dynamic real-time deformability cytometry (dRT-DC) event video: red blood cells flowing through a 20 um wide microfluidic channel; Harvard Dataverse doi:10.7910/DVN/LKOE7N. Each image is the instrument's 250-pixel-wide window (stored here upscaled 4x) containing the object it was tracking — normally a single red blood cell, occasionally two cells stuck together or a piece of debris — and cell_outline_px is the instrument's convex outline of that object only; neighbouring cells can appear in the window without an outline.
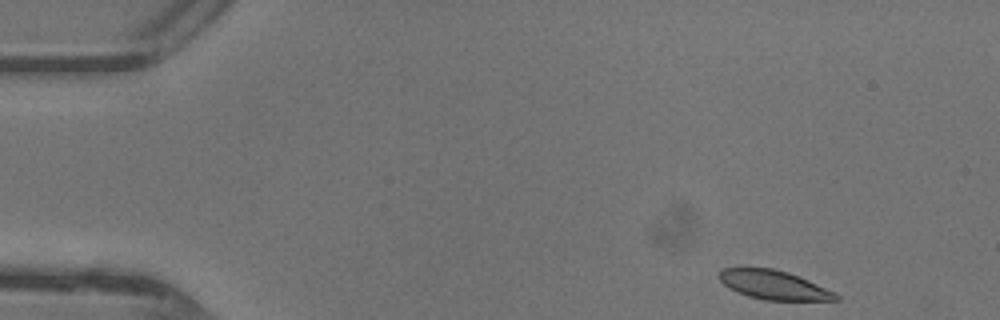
{"species": "common noctule bat (a hibernating species)", "species_latin": "Nyctalus noctula", "temperature_condition": "warm", "stored_images_in_passage": 43, "camera_frame_rate_fps": 3000, "um_per_image_px": 0.085, "animal": {"sex": "female"}, "frame": {"image": 1, "passage_image": 1, "time_ms": 0.0, "image_size_px": [1000, 320], "cell_outline_px": [[840, 300], [764, 300], [748, 296], [728, 288], [720, 280], [720, 272], [724, 268], [772, 268], [788, 272], [808, 280], [836, 292], [840, 296]], "centroid_in_image_um": [65.81, 24.23], "position_along_channel_um": 19.2, "area_um2": 19.59}}
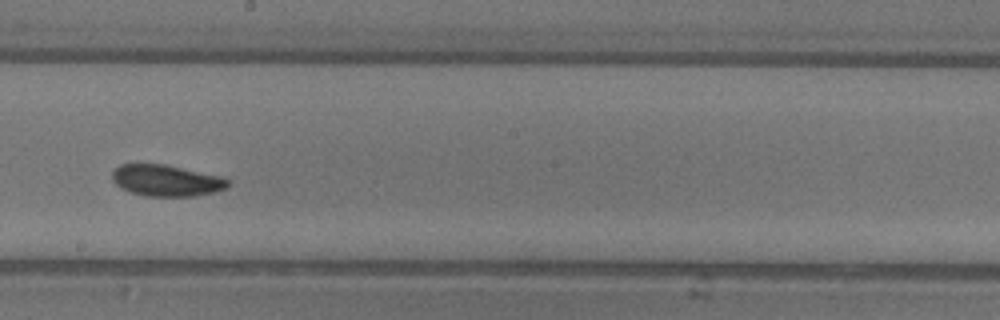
{"frame": {"image": 2, "passage_image": 23, "time_ms": 7.333, "image_size_px": [1000, 320], "cell_outline_px": [[232, 180], [228, 188], [216, 192], [196, 196], [148, 196], [132, 192], [120, 188], [112, 180], [112, 172], [120, 164], [164, 164], [220, 176]], "centroid_in_image_um": [14.18, 15.35], "position_along_channel_um": 234.0, "area_um2": 21.27}}
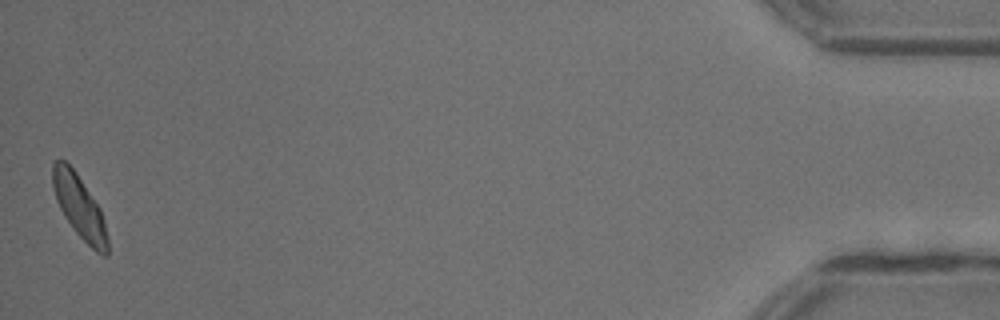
{"frame": {"image": 3, "passage_image": 43, "time_ms": 14.0, "image_size_px": [1000, 320], "cell_outline_px": [[108, 256], [104, 256], [96, 252], [72, 228], [64, 216], [56, 200], [52, 188], [52, 164], [56, 160], [64, 160], [72, 168], [100, 208], [104, 220], [108, 236]], "centroid_in_image_um": [6.75, 17.61], "position_along_channel_um": 428.5, "area_um2": 19.94}, "authors_computed_cell_mechanics": {"area_um2": 20.9236, "velocity_mm_per_s": 4.3621, "shape_relaxation_time_tau1_ms": 3.447, "shape_relaxation_time_tau2_ms": 2.2627, "deformation_change_tau1": 0.1111, "deformation_change_tau2": 0.0765}}